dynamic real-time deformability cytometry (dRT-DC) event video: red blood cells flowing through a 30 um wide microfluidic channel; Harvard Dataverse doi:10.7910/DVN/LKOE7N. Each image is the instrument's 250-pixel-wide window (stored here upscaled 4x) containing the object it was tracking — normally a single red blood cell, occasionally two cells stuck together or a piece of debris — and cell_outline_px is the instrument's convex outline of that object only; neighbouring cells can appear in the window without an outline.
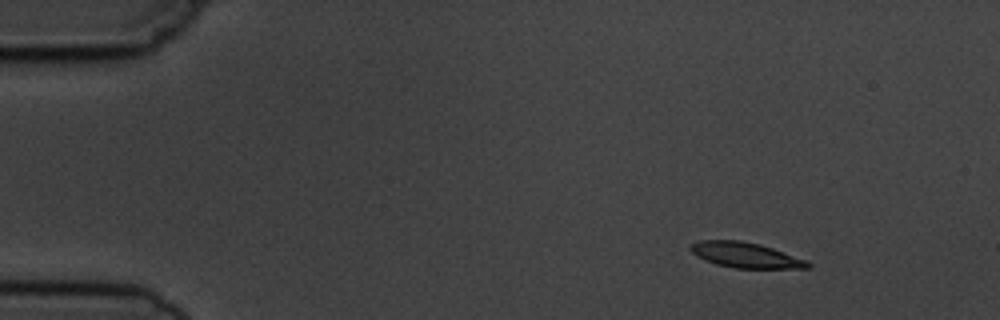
{"species": "common noctule bat (a hibernating species)", "species_latin": "Nyctalus noctula", "temperature_condition": "cold", "stored_images_in_passage": 3, "camera_frame_rate_fps": 3000, "um_per_image_px": 0.085, "animal": {"sex": "male", "body_mass_g": 19.5, "forearm_length_mm": 54.6}, "frame": {"image": 1, "passage_image": 1, "time_ms": 0.0, "image_size_px": [1000, 320], "cell_outline_px": [[812, 268], [736, 268], [716, 264], [704, 260], [696, 256], [688, 248], [692, 244], [700, 240], [740, 240], [760, 244], [808, 260], [812, 264]], "centroid_in_image_um": [63.39, 21.68], "position_along_channel_um": 21.6, "area_um2": 17.4}}